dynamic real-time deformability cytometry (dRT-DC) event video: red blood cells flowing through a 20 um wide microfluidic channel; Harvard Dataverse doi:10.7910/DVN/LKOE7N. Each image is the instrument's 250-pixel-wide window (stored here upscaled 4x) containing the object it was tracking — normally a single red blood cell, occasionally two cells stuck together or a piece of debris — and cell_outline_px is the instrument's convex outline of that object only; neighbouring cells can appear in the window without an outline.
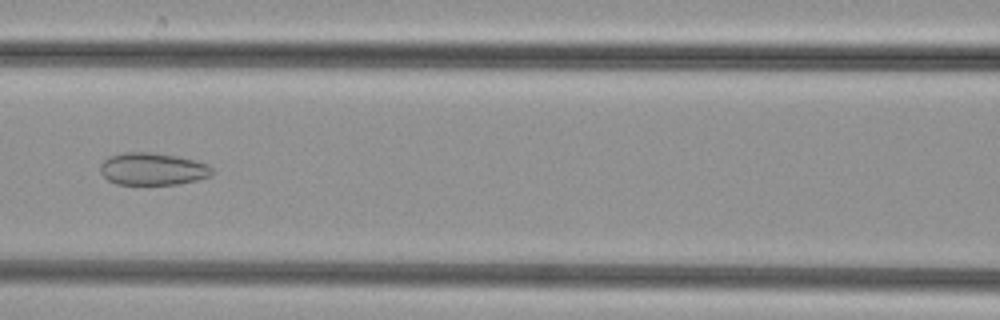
{"species": "common noctule bat (a hibernating species)", "species_latin": "Nyctalus noctula", "temperature_condition": "cold", "stored_images_in_passage": 36, "camera_frame_rate_fps": 3000, "um_per_image_px": 0.085, "animal": {"sex": "female", "body_mass_g": 29.2, "forearm_length_mm": 56.3}, "frame": {"image": 1, "passage_image": 8, "time_ms": 2.333, "image_size_px": [1000, 320], "cell_outline_px": [[212, 176], [180, 184], [116, 184], [108, 180], [100, 172], [100, 164], [108, 156], [124, 152], [152, 152], [176, 156], [208, 164], [212, 168]], "centroid_in_image_um": [12.96, 14.36], "position_along_channel_um": 153.6, "area_um2": 21.1}}
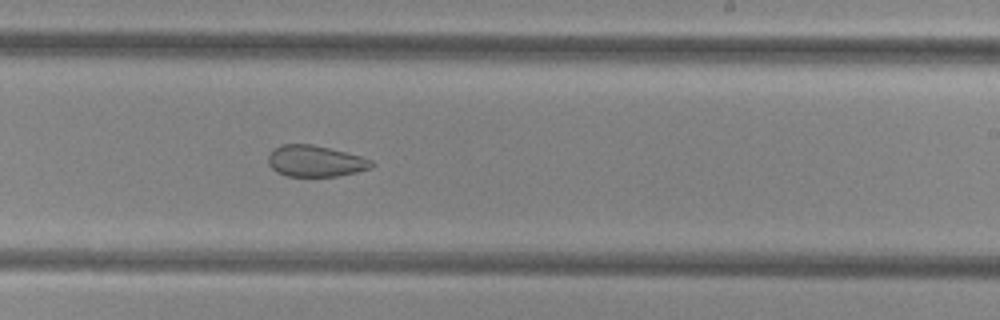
{"frame": {"image": 2, "passage_image": 16, "time_ms": 5.0, "image_size_px": [1000, 320], "cell_outline_px": [[376, 164], [372, 168], [356, 172], [336, 176], [288, 176], [276, 172], [268, 164], [268, 156], [276, 148], [284, 144], [312, 144], [360, 156], [372, 160]], "centroid_in_image_um": [26.82, 13.7], "position_along_channel_um": 262.2, "area_um2": 18.67}}
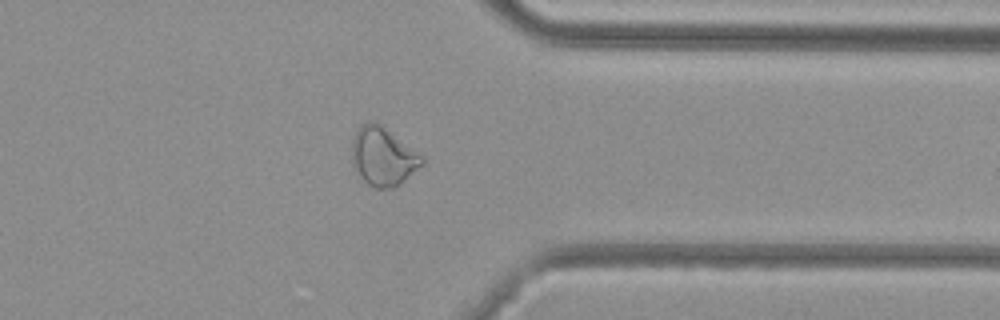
{"frame": {"image": 3, "passage_image": 25, "time_ms": 8.0, "image_size_px": [1000, 320], "cell_outline_px": [[424, 164], [392, 188], [376, 188], [368, 184], [364, 180], [352, 164], [352, 136], [360, 124], [372, 120], [380, 124], [424, 156]], "centroid_in_image_um": [32.54, 13.26], "position_along_channel_um": 378.9, "area_um2": 23.7}}